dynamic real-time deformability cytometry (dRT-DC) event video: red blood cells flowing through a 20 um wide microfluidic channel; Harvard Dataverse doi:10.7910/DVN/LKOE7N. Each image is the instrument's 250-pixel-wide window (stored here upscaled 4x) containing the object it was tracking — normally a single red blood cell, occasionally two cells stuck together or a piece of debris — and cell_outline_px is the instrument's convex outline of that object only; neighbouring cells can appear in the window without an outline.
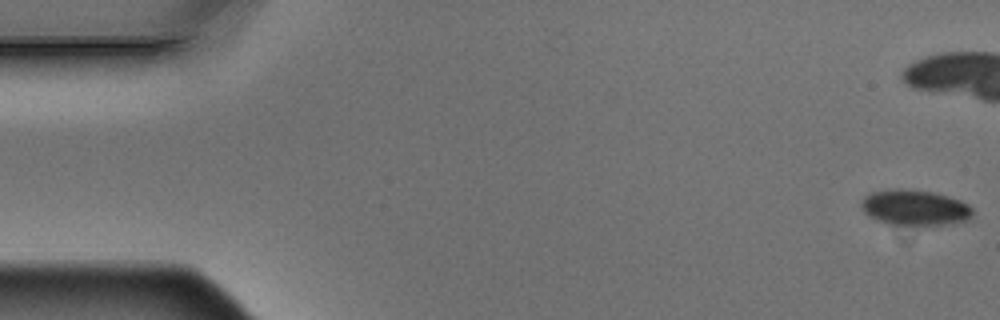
{"species": "Egyptian fruit bat (a non-hibernating species)", "species_latin": "Rousettus aegyptiacus", "temperature_condition": "warm", "stored_images_in_passage": 7, "camera_frame_rate_fps": 3000, "um_per_image_px": 0.085, "animal": {"sex": "male"}, "frame": {"image": 1, "passage_image": 1, "time_ms": 0.0, "image_size_px": [1000, 320], "cell_outline_px": [[972, 216], [968, 220], [924, 228], [920, 228], [888, 224], [868, 216], [864, 212], [860, 204], [860, 200], [864, 196], [872, 192], [892, 188], [932, 192], [948, 196], [960, 200], [968, 204], [972, 208]], "centroid_in_image_um": [77.74, 17.69], "position_along_channel_um": 7.3, "area_um2": 23.81}}
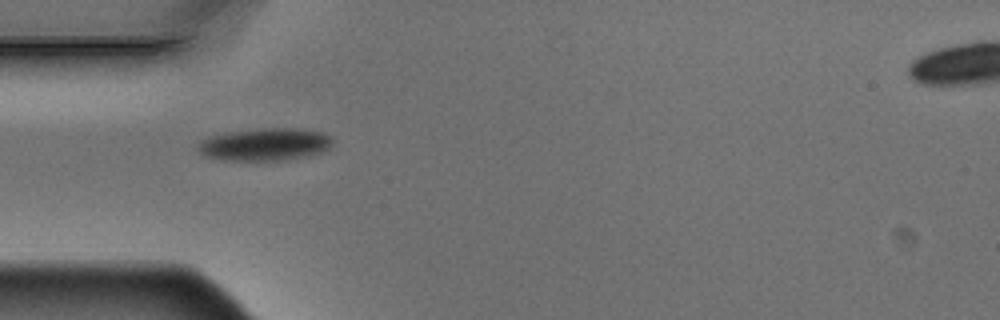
{"frame": {"image": 2, "passage_image": 6, "time_ms": 1.667, "image_size_px": [1000, 320], "cell_outline_px": [[332, 144], [324, 152], [308, 156], [288, 160], [220, 160], [204, 156], [196, 148], [200, 140], [212, 136], [228, 132], [264, 128], [300, 128], [320, 132], [328, 136], [332, 140]], "centroid_in_image_um": [22.51, 12.28], "position_along_channel_um": 62.5, "area_um2": 25.61}}
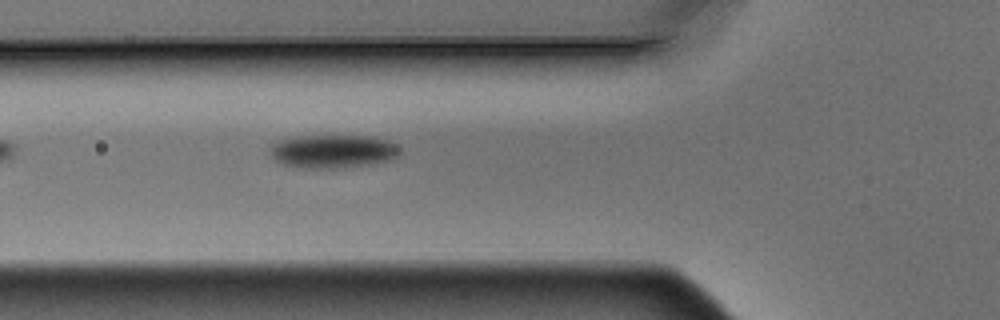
{"frame": {"image": 3, "passage_image": 7, "time_ms": 2.0, "image_size_px": [1000, 320], "cell_outline_px": [[400, 152], [396, 160], [348, 168], [300, 168], [284, 164], [276, 160], [272, 156], [268, 148], [272, 144], [280, 140], [296, 136], [372, 136], [388, 140], [400, 148]], "centroid_in_image_um": [28.35, 12.87], "position_along_channel_um": 97.5, "area_um2": 25.66}}